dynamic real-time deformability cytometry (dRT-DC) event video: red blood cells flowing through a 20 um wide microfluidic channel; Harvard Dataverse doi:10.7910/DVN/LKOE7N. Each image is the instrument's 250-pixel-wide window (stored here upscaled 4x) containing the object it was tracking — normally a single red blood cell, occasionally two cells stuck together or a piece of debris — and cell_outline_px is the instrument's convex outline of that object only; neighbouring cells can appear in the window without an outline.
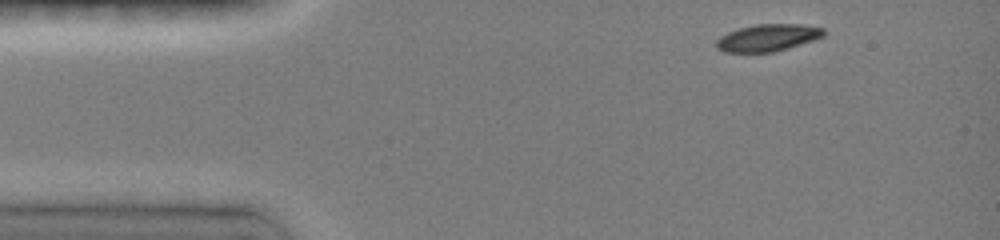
{"species": "common noctule bat (a hibernating species)", "species_latin": "Nyctalus noctula", "temperature_condition": "room temperature", "stored_images_in_passage": 7, "camera_frame_rate_fps": 3000, "um_per_image_px": 0.085, "animal": {"sex": "female", "body_mass_g": 19.0, "forearm_length_mm": 51.5}, "frame": {"image": 1, "passage_image": 1, "time_ms": 0.0, "image_size_px": [1000, 240], "cell_outline_px": [[824, 36], [788, 48], [772, 52], [724, 52], [716, 48], [716, 40], [720, 36], [728, 32], [740, 28], [756, 24], [800, 24], [824, 28]], "centroid_in_image_um": [65.23, 3.2], "position_along_channel_um": 19.8, "area_um2": 16.82}}
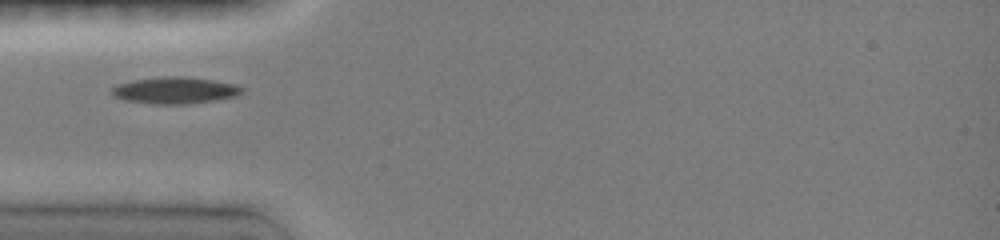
{"frame": {"image": 2, "passage_image": 5, "time_ms": 3.0, "image_size_px": [1000, 240], "cell_outline_px": [[244, 92], [240, 96], [216, 100], [184, 104], [152, 104], [124, 100], [112, 96], [112, 88], [116, 84], [132, 80], [160, 76], [184, 76], [212, 80], [236, 84], [244, 88]], "centroid_in_image_um": [14.89, 7.68], "position_along_channel_um": 70.1, "area_um2": 20.58}}
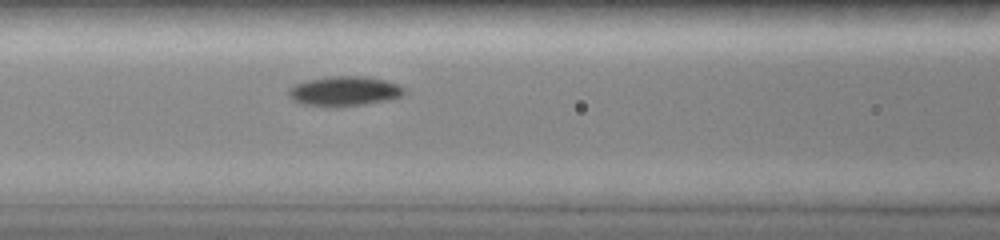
{"frame": {"image": 3, "passage_image": 7, "time_ms": 4.667, "image_size_px": [1000, 240], "cell_outline_px": [[404, 92], [400, 96], [392, 100], [368, 104], [336, 108], [304, 104], [292, 100], [288, 96], [288, 88], [304, 80], [328, 76], [368, 76], [388, 80], [400, 84], [404, 88]], "centroid_in_image_um": [29.29, 7.75], "position_along_channel_um": 137.3, "area_um2": 20.69}}